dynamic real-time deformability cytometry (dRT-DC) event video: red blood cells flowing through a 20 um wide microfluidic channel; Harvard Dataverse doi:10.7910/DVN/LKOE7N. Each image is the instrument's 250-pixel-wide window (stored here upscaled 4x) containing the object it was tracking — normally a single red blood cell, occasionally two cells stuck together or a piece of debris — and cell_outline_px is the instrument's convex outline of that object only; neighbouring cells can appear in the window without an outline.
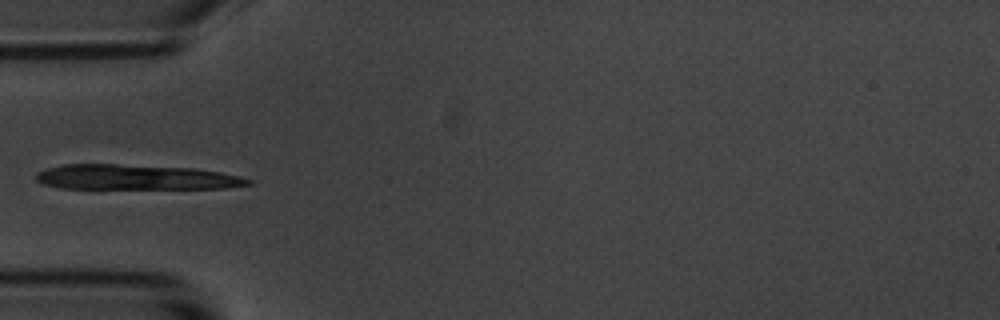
{"species": "common noctule bat (a hibernating species)", "species_latin": "Nyctalus noctula", "temperature_condition": "room temperature", "stored_images_in_passage": 5, "camera_frame_rate_fps": 3000, "um_per_image_px": 0.085, "animal": {"sex": "male", "body_mass_g": 20.1, "forearm_length_mm": 53.5}, "frame": {"image": 1, "passage_image": 5, "time_ms": 4.333, "image_size_px": [1000, 320], "cell_outline_px": [[252, 184], [224, 188], [60, 188], [44, 184], [36, 180], [36, 172], [48, 168], [64, 164], [116, 164], [196, 168], [220, 172], [240, 176], [252, 180]], "centroid_in_image_um": [11.54, 15.06], "position_along_channel_um": 73.5, "area_um2": 30.87}}